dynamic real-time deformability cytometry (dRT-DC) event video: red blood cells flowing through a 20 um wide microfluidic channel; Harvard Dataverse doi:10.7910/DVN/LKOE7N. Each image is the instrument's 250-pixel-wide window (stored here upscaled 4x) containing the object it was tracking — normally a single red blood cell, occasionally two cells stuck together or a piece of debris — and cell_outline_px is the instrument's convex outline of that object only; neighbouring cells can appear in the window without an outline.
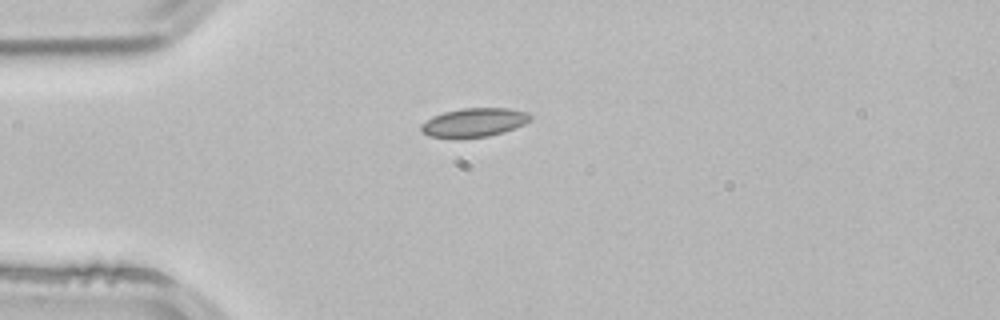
{"species": "common noctule bat (a hibernating species)", "species_latin": "Nyctalus noctula", "temperature_condition": "room temperature", "stored_images_in_passage": 5, "camera_frame_rate_fps": 3000, "um_per_image_px": 0.085, "animal": {"sex": "male", "body_mass_g": 21.5, "forearm_length_mm": 52.0}, "frame": {"image": 1, "passage_image": 5, "time_ms": 1.333, "image_size_px": [1000, 320], "cell_outline_px": [[532, 120], [524, 124], [504, 132], [488, 136], [428, 136], [420, 132], [420, 124], [432, 116], [444, 112], [464, 108], [508, 108], [528, 112], [532, 116]], "centroid_in_image_um": [40.32, 10.38], "position_along_channel_um": 44.7, "area_um2": 18.03}}